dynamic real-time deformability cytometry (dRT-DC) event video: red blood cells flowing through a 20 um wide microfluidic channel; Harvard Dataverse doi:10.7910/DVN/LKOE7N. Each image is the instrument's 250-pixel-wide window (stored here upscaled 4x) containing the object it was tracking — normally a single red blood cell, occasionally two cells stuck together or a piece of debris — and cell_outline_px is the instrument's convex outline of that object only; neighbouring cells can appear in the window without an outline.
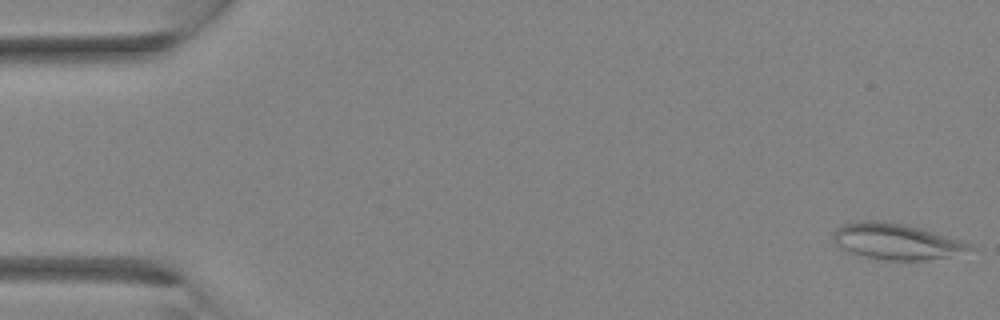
{"species": "Egyptian fruit bat (a non-hibernating species)", "species_latin": "Rousettus aegyptiacus", "temperature_condition": "room temperature", "stored_images_in_passage": 3, "camera_frame_rate_fps": 3000, "um_per_image_px": 0.085, "animal": {"sex": "female"}, "frame": {"image": 1, "passage_image": 1, "time_ms": 0.0, "image_size_px": [1000, 320], "cell_outline_px": [[976, 248], [948, 256], [924, 260], [888, 260], [864, 256], [840, 248], [836, 244], [832, 236], [836, 228], [840, 224], [860, 220], [884, 220], [904, 224], [920, 228], [960, 240], [972, 244]], "centroid_in_image_um": [76.13, 20.5], "position_along_channel_um": 8.9, "area_um2": 28.44}}